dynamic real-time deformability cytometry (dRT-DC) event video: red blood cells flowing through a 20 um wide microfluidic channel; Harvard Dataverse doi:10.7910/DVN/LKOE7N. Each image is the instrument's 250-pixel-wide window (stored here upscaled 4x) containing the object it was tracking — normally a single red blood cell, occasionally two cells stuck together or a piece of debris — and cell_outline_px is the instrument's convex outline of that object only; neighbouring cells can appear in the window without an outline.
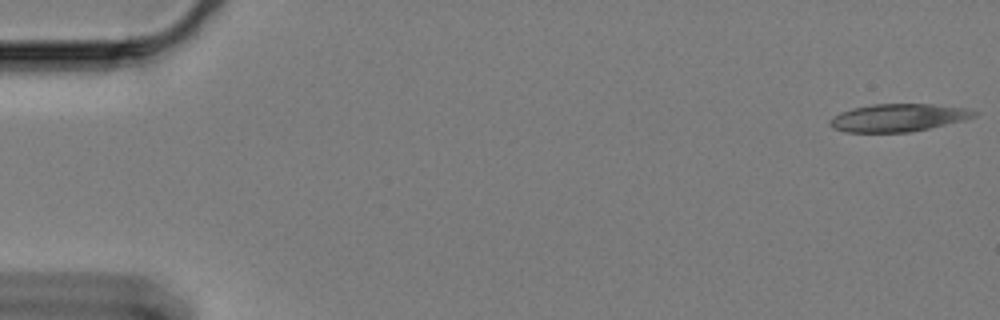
{"species": "Egyptian fruit bat (a non-hibernating species)", "species_latin": "Rousettus aegyptiacus", "temperature_condition": "cold", "stored_images_in_passage": 59, "camera_frame_rate_fps": 3000, "um_per_image_px": 0.085, "animal": {"sex": "female"}, "frame": {"image": 1, "passage_image": 1, "time_ms": 0.0, "image_size_px": [1000, 320], "cell_outline_px": [[980, 112], [976, 116], [964, 120], [912, 132], [844, 132], [832, 128], [828, 124], [828, 120], [832, 116], [840, 112], [852, 108], [872, 104], [932, 104], [964, 108]], "centroid_in_image_um": [76.3, 10.0], "position_along_channel_um": 8.7, "area_um2": 23.47}}
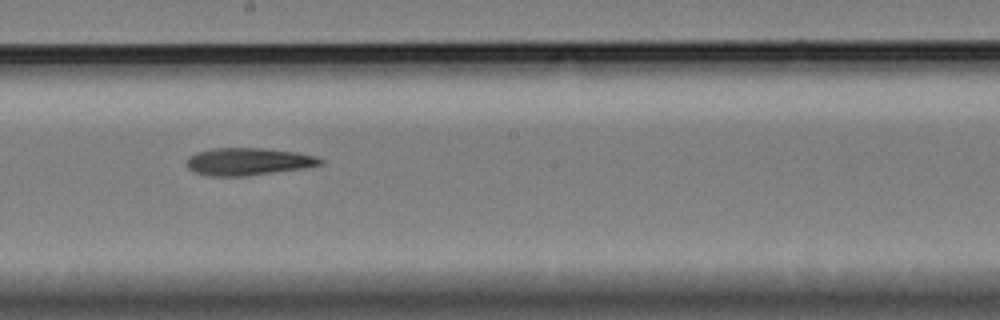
{"frame": {"image": 2, "passage_image": 33, "time_ms": 10.667, "image_size_px": [1000, 320], "cell_outline_px": [[324, 164], [304, 168], [244, 176], [212, 176], [196, 172], [188, 168], [188, 156], [196, 152], [212, 148], [264, 148], [296, 152], [320, 156], [324, 160]], "centroid_in_image_um": [21.16, 13.72], "position_along_channel_um": 227.0, "area_um2": 21.39}}
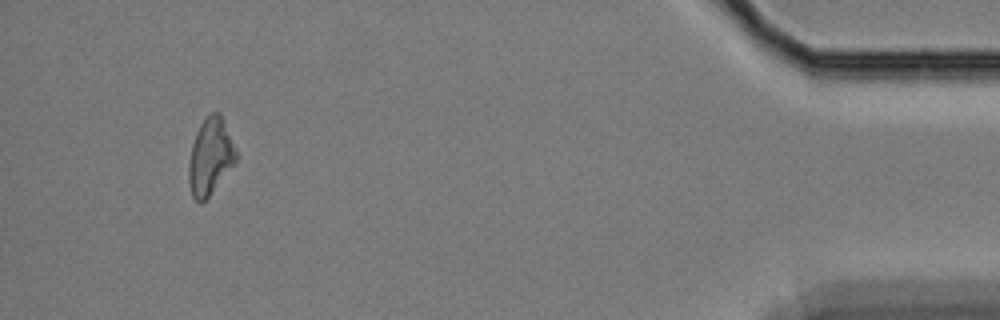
{"frame": {"image": 3, "passage_image": 56, "time_ms": 18.333, "image_size_px": [1000, 320], "cell_outline_px": [[236, 160], [208, 196], [200, 204], [192, 196], [188, 180], [188, 164], [192, 144], [196, 132], [204, 116], [212, 112], [220, 112], [236, 152]], "centroid_in_image_um": [17.83, 13.27], "position_along_channel_um": 417.4, "area_um2": 20.63}}